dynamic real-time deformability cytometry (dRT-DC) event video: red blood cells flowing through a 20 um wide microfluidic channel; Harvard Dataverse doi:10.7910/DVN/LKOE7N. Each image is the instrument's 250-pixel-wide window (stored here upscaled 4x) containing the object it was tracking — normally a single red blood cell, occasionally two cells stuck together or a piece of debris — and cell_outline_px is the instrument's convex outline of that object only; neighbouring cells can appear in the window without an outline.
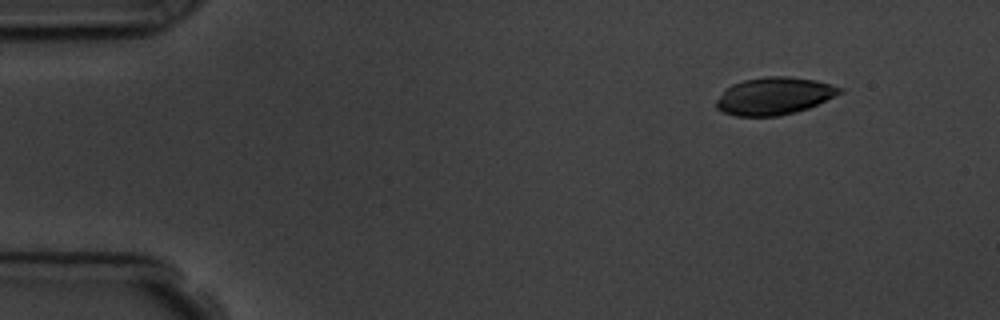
{"species": "common noctule bat (a hibernating species)", "species_latin": "Nyctalus noctula", "temperature_condition": "room temperature", "stored_images_in_passage": 4, "camera_frame_rate_fps": 3000, "um_per_image_px": 0.085, "animal": {"sex": "male", "body_mass_g": 19.5, "forearm_length_mm": 54.6}, "frame": {"image": 1, "passage_image": 1, "time_ms": 0.0, "image_size_px": [1000, 320], "cell_outline_px": [[844, 92], [808, 108], [796, 112], [780, 116], [736, 116], [724, 112], [716, 108], [716, 100], [724, 88], [732, 84], [744, 80], [764, 76], [788, 76], [816, 80], [832, 84], [844, 88]], "centroid_in_image_um": [65.81, 8.15], "position_along_channel_um": 19.2, "area_um2": 27.17}}
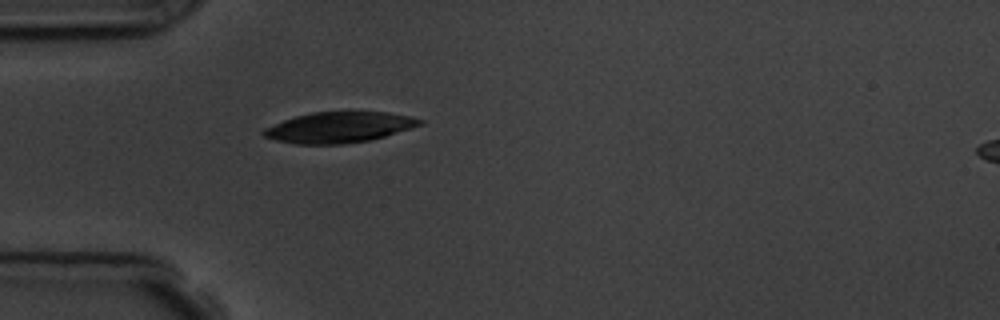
{"frame": {"image": 2, "passage_image": 4, "time_ms": 3.333, "image_size_px": [1000, 320], "cell_outline_px": [[424, 124], [372, 140], [344, 144], [296, 144], [276, 140], [264, 136], [260, 132], [264, 128], [284, 120], [296, 116], [312, 112], [388, 112], [408, 116], [424, 120]], "centroid_in_image_um": [28.83, 10.83], "position_along_channel_um": 56.2, "area_um2": 27.92}}